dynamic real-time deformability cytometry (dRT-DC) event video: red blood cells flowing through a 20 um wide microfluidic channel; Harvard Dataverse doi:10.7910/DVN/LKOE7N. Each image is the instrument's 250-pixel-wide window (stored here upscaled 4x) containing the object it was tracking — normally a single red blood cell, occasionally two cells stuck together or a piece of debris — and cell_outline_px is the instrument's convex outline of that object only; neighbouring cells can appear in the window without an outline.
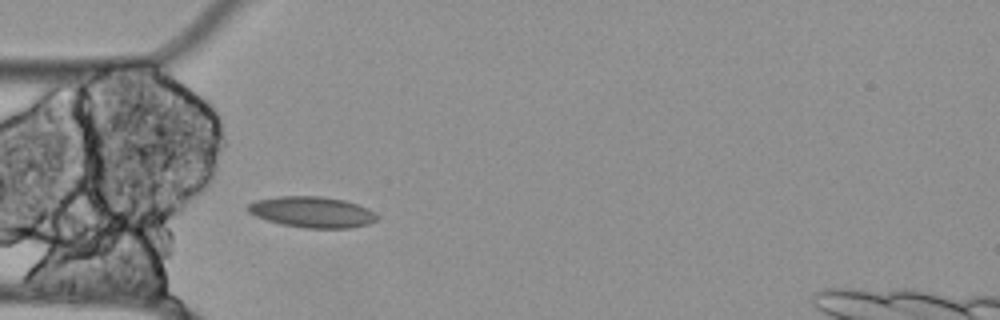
{"species": "Egyptian fruit bat (a non-hibernating species)", "species_latin": "Rousettus aegyptiacus", "temperature_condition": "cold", "stored_images_in_passage": 33, "camera_frame_rate_fps": 3000, "um_per_image_px": 0.085, "animal": {"sex": "female"}, "frame": {"image": 1, "passage_image": 1, "time_ms": 0.0, "image_size_px": [1000, 320], "cell_outline_px": [[380, 216], [376, 220], [368, 224], [352, 228], [304, 228], [284, 224], [268, 220], [256, 216], [248, 212], [248, 204], [256, 200], [280, 196], [320, 196], [344, 200], [356, 204]], "centroid_in_image_um": [26.53, 18.02], "position_along_channel_um": 58.5, "area_um2": 23.0}}
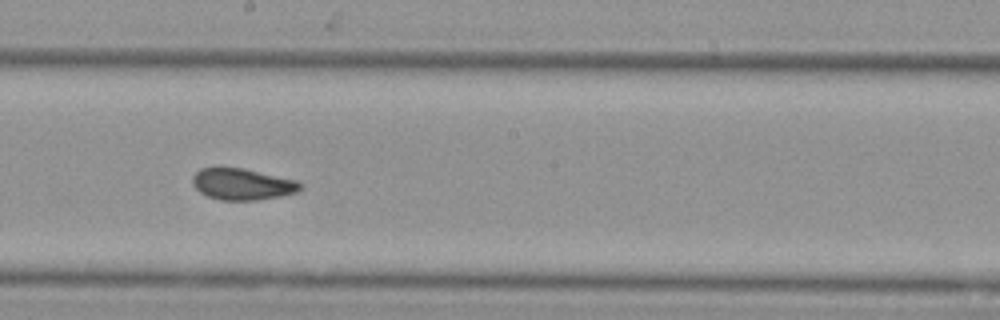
{"frame": {"image": 2, "passage_image": 15, "time_ms": 4.667, "image_size_px": [1000, 320], "cell_outline_px": [[300, 188], [296, 192], [280, 196], [256, 200], [220, 200], [208, 196], [200, 192], [192, 184], [192, 176], [200, 168], [244, 168], [296, 180], [300, 184]], "centroid_in_image_um": [20.56, 15.65], "position_along_channel_um": 227.6, "area_um2": 19.54}}
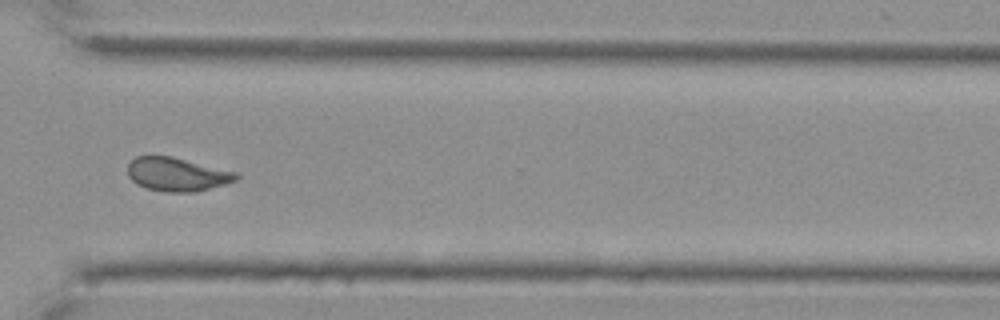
{"frame": {"image": 3, "passage_image": 26, "time_ms": 8.333, "image_size_px": [1000, 320], "cell_outline_px": [[240, 180], [196, 192], [168, 192], [144, 188], [136, 184], [128, 176], [128, 164], [136, 156], [172, 156], [236, 172], [240, 176]], "centroid_in_image_um": [15.06, 14.83], "position_along_channel_um": 355.5, "area_um2": 21.39}, "authors_computed_cell_mechanics": {"area_um2": 20.2878, "velocity_mm_per_s": 3.4847, "shape_relaxation_time_tau1_ms": null, "shape_relaxation_time_tau2_ms": 4.9824, "deformation_change_tau1": null, "deformation_change_tau2": 0.0756}}